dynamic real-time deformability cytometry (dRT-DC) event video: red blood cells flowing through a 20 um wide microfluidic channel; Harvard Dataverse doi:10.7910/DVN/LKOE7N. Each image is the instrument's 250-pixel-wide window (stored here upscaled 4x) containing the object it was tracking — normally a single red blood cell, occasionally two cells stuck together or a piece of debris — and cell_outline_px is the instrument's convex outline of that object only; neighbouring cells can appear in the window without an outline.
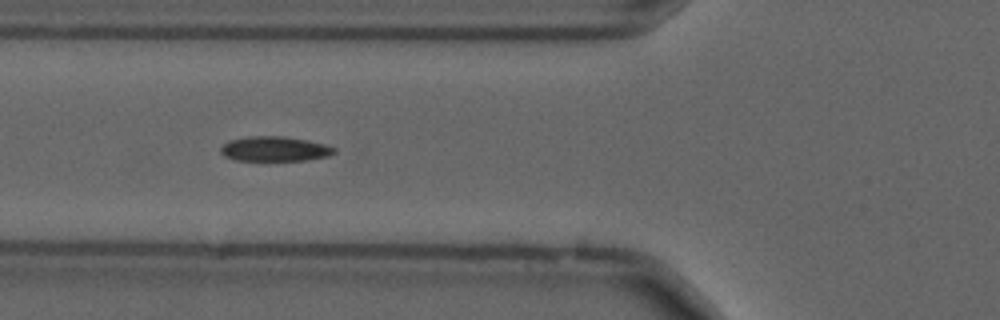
{"species": "common noctule bat (a hibernating species)", "species_latin": "Nyctalus noctula", "temperature_condition": "cold", "stored_images_in_passage": 42, "camera_frame_rate_fps": 3000, "um_per_image_px": 0.085, "animal": {"sex": "male", "forearm_length_mm": 52.5}, "frame": {"image": 1, "passage_image": 7, "time_ms": 2.0, "image_size_px": [1000, 320], "cell_outline_px": [[336, 152], [328, 156], [308, 160], [236, 160], [224, 156], [220, 152], [220, 148], [228, 140], [248, 136], [280, 136], [308, 140], [324, 144], [336, 148]], "centroid_in_image_um": [23.34, 12.65], "position_along_channel_um": 102.5, "area_um2": 16.42}}
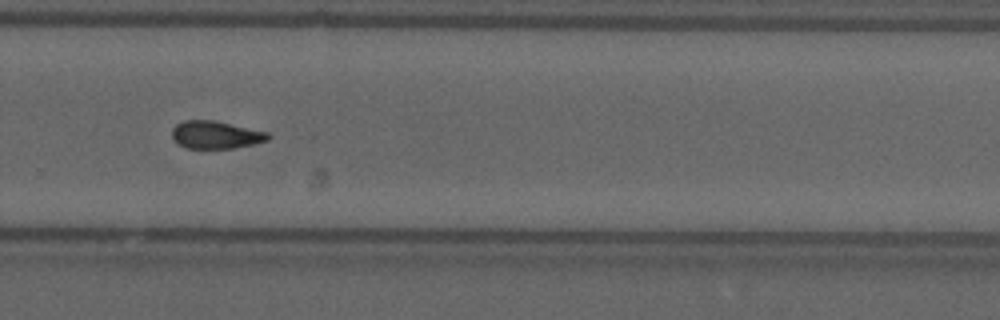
{"frame": {"image": 2, "passage_image": 24, "time_ms": 7.667, "image_size_px": [1000, 320], "cell_outline_px": [[272, 136], [268, 140], [252, 144], [232, 148], [188, 148], [180, 144], [172, 136], [172, 128], [176, 124], [184, 120], [212, 120], [268, 132]], "centroid_in_image_um": [18.35, 11.45], "position_along_channel_um": 311.5, "area_um2": 15.26}, "authors_computed_cell_mechanics": {"area_um2": 16.184, "velocity_mm_per_s": 3.6967, "shape_relaxation_time_tau1_ms": 8.624, "shape_relaxation_time_tau2_ms": 6.2619, "deformation_change_tau1": 0.1692, "deformation_change_tau2": 0.1063}}